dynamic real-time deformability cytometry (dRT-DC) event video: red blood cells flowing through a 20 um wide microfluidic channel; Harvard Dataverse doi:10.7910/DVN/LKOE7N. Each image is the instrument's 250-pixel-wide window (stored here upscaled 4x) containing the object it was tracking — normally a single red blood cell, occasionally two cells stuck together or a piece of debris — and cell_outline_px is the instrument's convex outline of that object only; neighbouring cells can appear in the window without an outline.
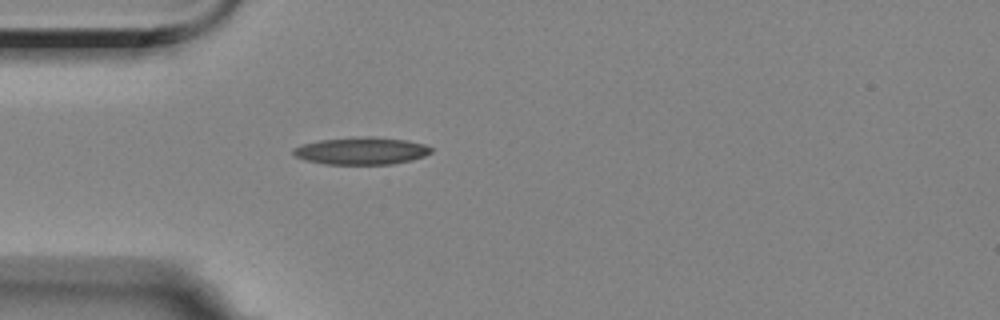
{"species": "Egyptian fruit bat (a non-hibernating species)", "species_latin": "Rousettus aegyptiacus", "temperature_condition": "room temperature", "stored_images_in_passage": 42, "camera_frame_rate_fps": 3000, "um_per_image_px": 0.085, "animal": {"sex": "female"}, "frame": {"image": 1, "passage_image": 1, "time_ms": 0.0, "image_size_px": [1000, 320], "cell_outline_px": [[432, 152], [424, 156], [412, 160], [392, 164], [324, 164], [304, 160], [296, 156], [292, 152], [292, 148], [304, 144], [320, 140], [368, 136], [372, 136], [404, 140], [424, 144], [432, 148]], "centroid_in_image_um": [30.72, 12.83], "position_along_channel_um": 54.3, "area_um2": 21.85}}
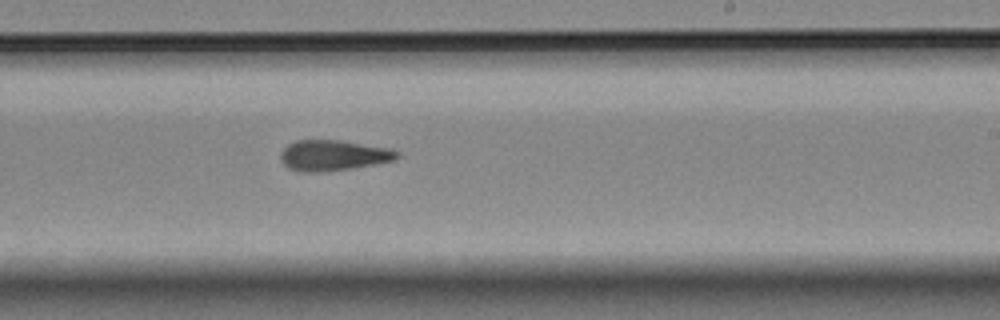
{"frame": {"image": 2, "passage_image": 19, "time_ms": 6.0, "image_size_px": [1000, 320], "cell_outline_px": [[400, 156], [392, 160], [372, 164], [348, 168], [312, 172], [304, 172], [288, 168], [284, 164], [280, 156], [280, 152], [288, 144], [296, 140], [340, 140], [392, 148], [400, 152]], "centroid_in_image_um": [28.32, 13.18], "position_along_channel_um": 260.7, "area_um2": 20.52}}
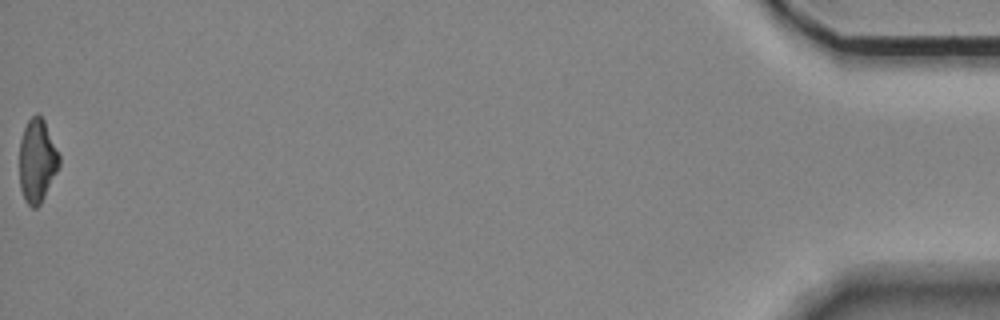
{"frame": {"image": 3, "passage_image": 42, "time_ms": 13.667, "image_size_px": [1000, 320], "cell_outline_px": [[60, 164], [40, 204], [36, 208], [32, 208], [24, 200], [20, 188], [20, 140], [24, 128], [28, 120], [36, 112], [44, 120], [60, 156]], "centroid_in_image_um": [3.15, 13.66], "position_along_channel_um": 432.1, "area_um2": 19.13}, "authors_computed_cell_mechanics": {"area_um2": 20.2589, "velocity_mm_per_s": 3.5201, "shape_relaxation_time_tau1_ms": null, "shape_relaxation_time_tau2_ms": 7.142, "deformation_change_tau1": null, "deformation_change_tau2": 0.1977}}